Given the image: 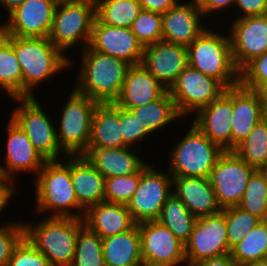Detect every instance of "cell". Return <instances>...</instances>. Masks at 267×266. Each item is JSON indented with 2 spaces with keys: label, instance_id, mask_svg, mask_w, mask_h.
I'll use <instances>...</instances> for the list:
<instances>
[{
  "label": "cell",
  "instance_id": "f6af8a7d",
  "mask_svg": "<svg viewBox=\"0 0 267 266\" xmlns=\"http://www.w3.org/2000/svg\"><path fill=\"white\" fill-rule=\"evenodd\" d=\"M233 7L242 13L237 17L264 15L267 7V0H235Z\"/></svg>",
  "mask_w": 267,
  "mask_h": 266
},
{
  "label": "cell",
  "instance_id": "d6986e66",
  "mask_svg": "<svg viewBox=\"0 0 267 266\" xmlns=\"http://www.w3.org/2000/svg\"><path fill=\"white\" fill-rule=\"evenodd\" d=\"M140 63L169 90L188 66L187 47L160 40L143 47Z\"/></svg>",
  "mask_w": 267,
  "mask_h": 266
},
{
  "label": "cell",
  "instance_id": "7a4b0ae2",
  "mask_svg": "<svg viewBox=\"0 0 267 266\" xmlns=\"http://www.w3.org/2000/svg\"><path fill=\"white\" fill-rule=\"evenodd\" d=\"M82 51L74 89L97 102H115L130 64L89 46Z\"/></svg>",
  "mask_w": 267,
  "mask_h": 266
},
{
  "label": "cell",
  "instance_id": "f1b7e54d",
  "mask_svg": "<svg viewBox=\"0 0 267 266\" xmlns=\"http://www.w3.org/2000/svg\"><path fill=\"white\" fill-rule=\"evenodd\" d=\"M105 266H144L141 256L139 227L102 238Z\"/></svg>",
  "mask_w": 267,
  "mask_h": 266
},
{
  "label": "cell",
  "instance_id": "d4e9b609",
  "mask_svg": "<svg viewBox=\"0 0 267 266\" xmlns=\"http://www.w3.org/2000/svg\"><path fill=\"white\" fill-rule=\"evenodd\" d=\"M133 149L135 148L129 146L121 148H88L82 155L106 179L113 176L136 173L147 163Z\"/></svg>",
  "mask_w": 267,
  "mask_h": 266
},
{
  "label": "cell",
  "instance_id": "11a10c76",
  "mask_svg": "<svg viewBox=\"0 0 267 266\" xmlns=\"http://www.w3.org/2000/svg\"><path fill=\"white\" fill-rule=\"evenodd\" d=\"M263 119L267 122V111H263Z\"/></svg>",
  "mask_w": 267,
  "mask_h": 266
},
{
  "label": "cell",
  "instance_id": "816d5d0a",
  "mask_svg": "<svg viewBox=\"0 0 267 266\" xmlns=\"http://www.w3.org/2000/svg\"><path fill=\"white\" fill-rule=\"evenodd\" d=\"M257 93L259 94L262 111H267V84L262 85L258 90Z\"/></svg>",
  "mask_w": 267,
  "mask_h": 266
},
{
  "label": "cell",
  "instance_id": "bcb514c9",
  "mask_svg": "<svg viewBox=\"0 0 267 266\" xmlns=\"http://www.w3.org/2000/svg\"><path fill=\"white\" fill-rule=\"evenodd\" d=\"M202 12L203 16L206 18L208 14L213 15V13L229 8L235 4V0H194Z\"/></svg>",
  "mask_w": 267,
  "mask_h": 266
},
{
  "label": "cell",
  "instance_id": "5b68a950",
  "mask_svg": "<svg viewBox=\"0 0 267 266\" xmlns=\"http://www.w3.org/2000/svg\"><path fill=\"white\" fill-rule=\"evenodd\" d=\"M188 65L215 78L226 89L239 84L228 35L206 28L188 47Z\"/></svg>",
  "mask_w": 267,
  "mask_h": 266
},
{
  "label": "cell",
  "instance_id": "cb8c5ba5",
  "mask_svg": "<svg viewBox=\"0 0 267 266\" xmlns=\"http://www.w3.org/2000/svg\"><path fill=\"white\" fill-rule=\"evenodd\" d=\"M233 117L231 120V151L249 134L254 126L263 119L259 94L243 87L240 83L233 86Z\"/></svg>",
  "mask_w": 267,
  "mask_h": 266
},
{
  "label": "cell",
  "instance_id": "7dc6e473",
  "mask_svg": "<svg viewBox=\"0 0 267 266\" xmlns=\"http://www.w3.org/2000/svg\"><path fill=\"white\" fill-rule=\"evenodd\" d=\"M142 10L166 13L179 0H138Z\"/></svg>",
  "mask_w": 267,
  "mask_h": 266
},
{
  "label": "cell",
  "instance_id": "484cf974",
  "mask_svg": "<svg viewBox=\"0 0 267 266\" xmlns=\"http://www.w3.org/2000/svg\"><path fill=\"white\" fill-rule=\"evenodd\" d=\"M84 224L101 238L121 234L132 229L137 223L125 204L102 201L90 206L83 218Z\"/></svg>",
  "mask_w": 267,
  "mask_h": 266
},
{
  "label": "cell",
  "instance_id": "1f68e13d",
  "mask_svg": "<svg viewBox=\"0 0 267 266\" xmlns=\"http://www.w3.org/2000/svg\"><path fill=\"white\" fill-rule=\"evenodd\" d=\"M195 220L196 217L173 192L168 196L157 219L184 244L190 238Z\"/></svg>",
  "mask_w": 267,
  "mask_h": 266
},
{
  "label": "cell",
  "instance_id": "ba28073f",
  "mask_svg": "<svg viewBox=\"0 0 267 266\" xmlns=\"http://www.w3.org/2000/svg\"><path fill=\"white\" fill-rule=\"evenodd\" d=\"M63 104L59 126H56L57 140L67 155H82L89 146L91 126L97 101L72 89Z\"/></svg>",
  "mask_w": 267,
  "mask_h": 266
},
{
  "label": "cell",
  "instance_id": "f5cc1de1",
  "mask_svg": "<svg viewBox=\"0 0 267 266\" xmlns=\"http://www.w3.org/2000/svg\"><path fill=\"white\" fill-rule=\"evenodd\" d=\"M243 266H267V259L256 261V262H251Z\"/></svg>",
  "mask_w": 267,
  "mask_h": 266
},
{
  "label": "cell",
  "instance_id": "60d3db41",
  "mask_svg": "<svg viewBox=\"0 0 267 266\" xmlns=\"http://www.w3.org/2000/svg\"><path fill=\"white\" fill-rule=\"evenodd\" d=\"M7 266H53L24 236L15 246Z\"/></svg>",
  "mask_w": 267,
  "mask_h": 266
},
{
  "label": "cell",
  "instance_id": "ac0fdd59",
  "mask_svg": "<svg viewBox=\"0 0 267 266\" xmlns=\"http://www.w3.org/2000/svg\"><path fill=\"white\" fill-rule=\"evenodd\" d=\"M96 52L122 59L130 65L139 64L143 45L130 28L110 26L95 18L88 45Z\"/></svg>",
  "mask_w": 267,
  "mask_h": 266
},
{
  "label": "cell",
  "instance_id": "ab89813d",
  "mask_svg": "<svg viewBox=\"0 0 267 266\" xmlns=\"http://www.w3.org/2000/svg\"><path fill=\"white\" fill-rule=\"evenodd\" d=\"M130 29L143 46L159 42L162 40V16L157 12L141 10Z\"/></svg>",
  "mask_w": 267,
  "mask_h": 266
},
{
  "label": "cell",
  "instance_id": "83f0119b",
  "mask_svg": "<svg viewBox=\"0 0 267 266\" xmlns=\"http://www.w3.org/2000/svg\"><path fill=\"white\" fill-rule=\"evenodd\" d=\"M120 106L115 102H98L92 118L88 148L126 147L119 123Z\"/></svg>",
  "mask_w": 267,
  "mask_h": 266
},
{
  "label": "cell",
  "instance_id": "b9f144b4",
  "mask_svg": "<svg viewBox=\"0 0 267 266\" xmlns=\"http://www.w3.org/2000/svg\"><path fill=\"white\" fill-rule=\"evenodd\" d=\"M239 83L255 91L267 84V51L251 60L239 72Z\"/></svg>",
  "mask_w": 267,
  "mask_h": 266
},
{
  "label": "cell",
  "instance_id": "4fadbf2b",
  "mask_svg": "<svg viewBox=\"0 0 267 266\" xmlns=\"http://www.w3.org/2000/svg\"><path fill=\"white\" fill-rule=\"evenodd\" d=\"M144 266L186 265L185 244L157 220L138 223Z\"/></svg>",
  "mask_w": 267,
  "mask_h": 266
},
{
  "label": "cell",
  "instance_id": "74e56055",
  "mask_svg": "<svg viewBox=\"0 0 267 266\" xmlns=\"http://www.w3.org/2000/svg\"><path fill=\"white\" fill-rule=\"evenodd\" d=\"M225 215L226 235L229 251L239 243L249 230L262 220L239 206L222 209Z\"/></svg>",
  "mask_w": 267,
  "mask_h": 266
},
{
  "label": "cell",
  "instance_id": "d6a6232c",
  "mask_svg": "<svg viewBox=\"0 0 267 266\" xmlns=\"http://www.w3.org/2000/svg\"><path fill=\"white\" fill-rule=\"evenodd\" d=\"M96 18L104 24L130 28L142 10L138 0H95Z\"/></svg>",
  "mask_w": 267,
  "mask_h": 266
},
{
  "label": "cell",
  "instance_id": "e0dca14e",
  "mask_svg": "<svg viewBox=\"0 0 267 266\" xmlns=\"http://www.w3.org/2000/svg\"><path fill=\"white\" fill-rule=\"evenodd\" d=\"M4 164H0V176L12 182L18 172L34 173L37 176L46 160L35 149L22 128L10 117L6 124ZM5 165V166H2Z\"/></svg>",
  "mask_w": 267,
  "mask_h": 266
},
{
  "label": "cell",
  "instance_id": "f907efd6",
  "mask_svg": "<svg viewBox=\"0 0 267 266\" xmlns=\"http://www.w3.org/2000/svg\"><path fill=\"white\" fill-rule=\"evenodd\" d=\"M25 0H0V5L7 10V14L20 6Z\"/></svg>",
  "mask_w": 267,
  "mask_h": 266
},
{
  "label": "cell",
  "instance_id": "30bf717a",
  "mask_svg": "<svg viewBox=\"0 0 267 266\" xmlns=\"http://www.w3.org/2000/svg\"><path fill=\"white\" fill-rule=\"evenodd\" d=\"M172 192V176L168 170L162 173L146 163L141 168V179L135 193L126 205L127 209L137 224L157 220L163 205Z\"/></svg>",
  "mask_w": 267,
  "mask_h": 266
},
{
  "label": "cell",
  "instance_id": "9c48e42d",
  "mask_svg": "<svg viewBox=\"0 0 267 266\" xmlns=\"http://www.w3.org/2000/svg\"><path fill=\"white\" fill-rule=\"evenodd\" d=\"M19 102L11 118L22 128L39 154L46 160H60V154L68 155L57 140L56 124L49 118L36 97L13 98ZM40 103V104H39Z\"/></svg>",
  "mask_w": 267,
  "mask_h": 266
},
{
  "label": "cell",
  "instance_id": "c3c4849f",
  "mask_svg": "<svg viewBox=\"0 0 267 266\" xmlns=\"http://www.w3.org/2000/svg\"><path fill=\"white\" fill-rule=\"evenodd\" d=\"M14 184L15 182L0 177V213H3L2 211L5 210L9 201L15 196L14 194L17 188L14 187Z\"/></svg>",
  "mask_w": 267,
  "mask_h": 266
},
{
  "label": "cell",
  "instance_id": "6da1fadb",
  "mask_svg": "<svg viewBox=\"0 0 267 266\" xmlns=\"http://www.w3.org/2000/svg\"><path fill=\"white\" fill-rule=\"evenodd\" d=\"M11 45L22 70L23 97H35L33 90L37 85L74 65L48 37L11 35Z\"/></svg>",
  "mask_w": 267,
  "mask_h": 266
},
{
  "label": "cell",
  "instance_id": "db71d44e",
  "mask_svg": "<svg viewBox=\"0 0 267 266\" xmlns=\"http://www.w3.org/2000/svg\"><path fill=\"white\" fill-rule=\"evenodd\" d=\"M258 170L261 172V174H262V176L264 178V181L266 182V186H267V164L265 166H262Z\"/></svg>",
  "mask_w": 267,
  "mask_h": 266
},
{
  "label": "cell",
  "instance_id": "ee69618b",
  "mask_svg": "<svg viewBox=\"0 0 267 266\" xmlns=\"http://www.w3.org/2000/svg\"><path fill=\"white\" fill-rule=\"evenodd\" d=\"M119 123L126 146L137 148L136 143L143 142L144 139H147V136L151 135L130 110L122 107H120L119 111Z\"/></svg>",
  "mask_w": 267,
  "mask_h": 266
},
{
  "label": "cell",
  "instance_id": "8992f818",
  "mask_svg": "<svg viewBox=\"0 0 267 266\" xmlns=\"http://www.w3.org/2000/svg\"><path fill=\"white\" fill-rule=\"evenodd\" d=\"M170 149L167 170L172 177L209 178L224 150L193 123L186 135Z\"/></svg>",
  "mask_w": 267,
  "mask_h": 266
},
{
  "label": "cell",
  "instance_id": "4316f807",
  "mask_svg": "<svg viewBox=\"0 0 267 266\" xmlns=\"http://www.w3.org/2000/svg\"><path fill=\"white\" fill-rule=\"evenodd\" d=\"M70 176L79 205L86 211L104 201L105 178L83 155H70Z\"/></svg>",
  "mask_w": 267,
  "mask_h": 266
},
{
  "label": "cell",
  "instance_id": "681fc988",
  "mask_svg": "<svg viewBox=\"0 0 267 266\" xmlns=\"http://www.w3.org/2000/svg\"><path fill=\"white\" fill-rule=\"evenodd\" d=\"M195 266H240L231 256V253L201 260Z\"/></svg>",
  "mask_w": 267,
  "mask_h": 266
},
{
  "label": "cell",
  "instance_id": "4dcf8cb0",
  "mask_svg": "<svg viewBox=\"0 0 267 266\" xmlns=\"http://www.w3.org/2000/svg\"><path fill=\"white\" fill-rule=\"evenodd\" d=\"M0 89L12 98H23V76L11 45V35L0 30Z\"/></svg>",
  "mask_w": 267,
  "mask_h": 266
},
{
  "label": "cell",
  "instance_id": "e575fe53",
  "mask_svg": "<svg viewBox=\"0 0 267 266\" xmlns=\"http://www.w3.org/2000/svg\"><path fill=\"white\" fill-rule=\"evenodd\" d=\"M233 152L256 170L265 166L267 164V122L261 119Z\"/></svg>",
  "mask_w": 267,
  "mask_h": 266
},
{
  "label": "cell",
  "instance_id": "ffe728a7",
  "mask_svg": "<svg viewBox=\"0 0 267 266\" xmlns=\"http://www.w3.org/2000/svg\"><path fill=\"white\" fill-rule=\"evenodd\" d=\"M232 113L233 87H229L217 99L201 108L192 123L224 151H231Z\"/></svg>",
  "mask_w": 267,
  "mask_h": 266
},
{
  "label": "cell",
  "instance_id": "3957f363",
  "mask_svg": "<svg viewBox=\"0 0 267 266\" xmlns=\"http://www.w3.org/2000/svg\"><path fill=\"white\" fill-rule=\"evenodd\" d=\"M67 158L66 164L59 160L46 161L34 178L38 214L52 211L49 217L84 218L85 210L78 203L71 181L70 155Z\"/></svg>",
  "mask_w": 267,
  "mask_h": 266
},
{
  "label": "cell",
  "instance_id": "44dd1931",
  "mask_svg": "<svg viewBox=\"0 0 267 266\" xmlns=\"http://www.w3.org/2000/svg\"><path fill=\"white\" fill-rule=\"evenodd\" d=\"M179 0L162 16V40L188 47L208 26L202 25L204 16L194 0Z\"/></svg>",
  "mask_w": 267,
  "mask_h": 266
},
{
  "label": "cell",
  "instance_id": "277c9868",
  "mask_svg": "<svg viewBox=\"0 0 267 266\" xmlns=\"http://www.w3.org/2000/svg\"><path fill=\"white\" fill-rule=\"evenodd\" d=\"M24 236L53 266H70L74 259L78 231L83 219L49 217L38 223H24Z\"/></svg>",
  "mask_w": 267,
  "mask_h": 266
},
{
  "label": "cell",
  "instance_id": "f35d334b",
  "mask_svg": "<svg viewBox=\"0 0 267 266\" xmlns=\"http://www.w3.org/2000/svg\"><path fill=\"white\" fill-rule=\"evenodd\" d=\"M141 179V169L125 176L105 179L104 201L127 205Z\"/></svg>",
  "mask_w": 267,
  "mask_h": 266
},
{
  "label": "cell",
  "instance_id": "7c38bea8",
  "mask_svg": "<svg viewBox=\"0 0 267 266\" xmlns=\"http://www.w3.org/2000/svg\"><path fill=\"white\" fill-rule=\"evenodd\" d=\"M254 170L233 151H224L218 158L209 181L221 209L240 204Z\"/></svg>",
  "mask_w": 267,
  "mask_h": 266
},
{
  "label": "cell",
  "instance_id": "9a60e30c",
  "mask_svg": "<svg viewBox=\"0 0 267 266\" xmlns=\"http://www.w3.org/2000/svg\"><path fill=\"white\" fill-rule=\"evenodd\" d=\"M59 0H25L7 16L0 30L15 37H48Z\"/></svg>",
  "mask_w": 267,
  "mask_h": 266
},
{
  "label": "cell",
  "instance_id": "8d00e7d4",
  "mask_svg": "<svg viewBox=\"0 0 267 266\" xmlns=\"http://www.w3.org/2000/svg\"><path fill=\"white\" fill-rule=\"evenodd\" d=\"M238 206L261 220H267V186L259 170L255 169L250 175Z\"/></svg>",
  "mask_w": 267,
  "mask_h": 266
},
{
  "label": "cell",
  "instance_id": "2e32d148",
  "mask_svg": "<svg viewBox=\"0 0 267 266\" xmlns=\"http://www.w3.org/2000/svg\"><path fill=\"white\" fill-rule=\"evenodd\" d=\"M233 62L240 72L251 60L267 51V15L235 18L230 30Z\"/></svg>",
  "mask_w": 267,
  "mask_h": 266
},
{
  "label": "cell",
  "instance_id": "f546056e",
  "mask_svg": "<svg viewBox=\"0 0 267 266\" xmlns=\"http://www.w3.org/2000/svg\"><path fill=\"white\" fill-rule=\"evenodd\" d=\"M129 110L150 134L168 127L172 121L182 118L168 90L159 99Z\"/></svg>",
  "mask_w": 267,
  "mask_h": 266
},
{
  "label": "cell",
  "instance_id": "836d02e7",
  "mask_svg": "<svg viewBox=\"0 0 267 266\" xmlns=\"http://www.w3.org/2000/svg\"><path fill=\"white\" fill-rule=\"evenodd\" d=\"M230 253L240 266L267 259V220H262L249 230Z\"/></svg>",
  "mask_w": 267,
  "mask_h": 266
},
{
  "label": "cell",
  "instance_id": "d590c367",
  "mask_svg": "<svg viewBox=\"0 0 267 266\" xmlns=\"http://www.w3.org/2000/svg\"><path fill=\"white\" fill-rule=\"evenodd\" d=\"M70 266H105L102 238L86 225L78 231L74 259Z\"/></svg>",
  "mask_w": 267,
  "mask_h": 266
},
{
  "label": "cell",
  "instance_id": "603a6c76",
  "mask_svg": "<svg viewBox=\"0 0 267 266\" xmlns=\"http://www.w3.org/2000/svg\"><path fill=\"white\" fill-rule=\"evenodd\" d=\"M173 193L196 217L214 215L222 211L209 178L172 177Z\"/></svg>",
  "mask_w": 267,
  "mask_h": 266
},
{
  "label": "cell",
  "instance_id": "7402d4cb",
  "mask_svg": "<svg viewBox=\"0 0 267 266\" xmlns=\"http://www.w3.org/2000/svg\"><path fill=\"white\" fill-rule=\"evenodd\" d=\"M166 91L141 63L130 65L115 103L129 110L159 99Z\"/></svg>",
  "mask_w": 267,
  "mask_h": 266
},
{
  "label": "cell",
  "instance_id": "52a82bcc",
  "mask_svg": "<svg viewBox=\"0 0 267 266\" xmlns=\"http://www.w3.org/2000/svg\"><path fill=\"white\" fill-rule=\"evenodd\" d=\"M95 18V0H59L48 39L64 54L80 41L85 49Z\"/></svg>",
  "mask_w": 267,
  "mask_h": 266
},
{
  "label": "cell",
  "instance_id": "5bb4252c",
  "mask_svg": "<svg viewBox=\"0 0 267 266\" xmlns=\"http://www.w3.org/2000/svg\"><path fill=\"white\" fill-rule=\"evenodd\" d=\"M228 253L224 213L196 218L190 238L185 243L186 266H195L206 258Z\"/></svg>",
  "mask_w": 267,
  "mask_h": 266
},
{
  "label": "cell",
  "instance_id": "7bdbcfd3",
  "mask_svg": "<svg viewBox=\"0 0 267 266\" xmlns=\"http://www.w3.org/2000/svg\"><path fill=\"white\" fill-rule=\"evenodd\" d=\"M14 221L0 225V266H7L15 246L24 237L23 222Z\"/></svg>",
  "mask_w": 267,
  "mask_h": 266
},
{
  "label": "cell",
  "instance_id": "8fae6325",
  "mask_svg": "<svg viewBox=\"0 0 267 266\" xmlns=\"http://www.w3.org/2000/svg\"><path fill=\"white\" fill-rule=\"evenodd\" d=\"M225 89L215 78L188 65L168 91L183 118L185 115H195L201 108L217 99Z\"/></svg>",
  "mask_w": 267,
  "mask_h": 266
}]
</instances>
